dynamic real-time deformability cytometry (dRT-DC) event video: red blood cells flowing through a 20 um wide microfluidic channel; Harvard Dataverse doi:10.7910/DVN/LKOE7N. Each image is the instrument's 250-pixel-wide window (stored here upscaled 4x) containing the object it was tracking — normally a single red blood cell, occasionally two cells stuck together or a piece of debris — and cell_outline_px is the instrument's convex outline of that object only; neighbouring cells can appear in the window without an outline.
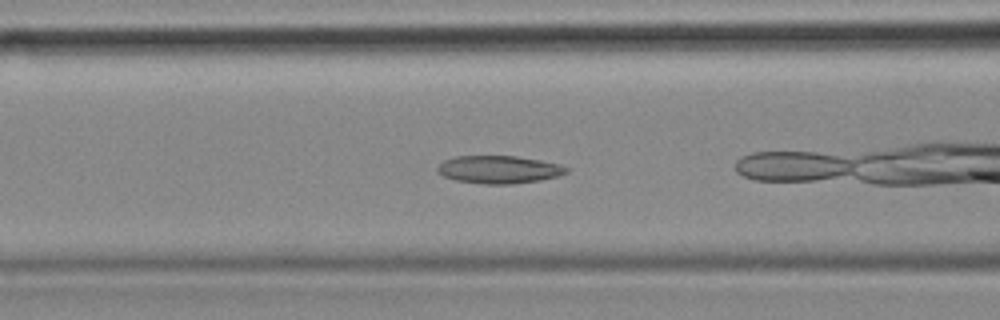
{"species": "common noctule bat (a hibernating species)", "species_latin": "Nyctalus noctula", "temperature_condition": "cold", "stored_images_in_passage": 18, "camera_frame_rate_fps": 3000, "um_per_image_px": 0.085, "animal": {"sex": "female", "body_mass_g": 18.4}, "frame": {"image": 1, "passage_image": 6, "time_ms": 1.667, "image_size_px": [1000, 320], "cell_outline_px": [[568, 172], [556, 176], [540, 180], [512, 184], [484, 184], [456, 180], [444, 176], [436, 172], [436, 168], [444, 160], [456, 156], [516, 156], [540, 160], [560, 164], [568, 168]], "centroid_in_image_um": [42.39, 14.41], "position_along_channel_um": 124.2, "area_um2": 20.81}}